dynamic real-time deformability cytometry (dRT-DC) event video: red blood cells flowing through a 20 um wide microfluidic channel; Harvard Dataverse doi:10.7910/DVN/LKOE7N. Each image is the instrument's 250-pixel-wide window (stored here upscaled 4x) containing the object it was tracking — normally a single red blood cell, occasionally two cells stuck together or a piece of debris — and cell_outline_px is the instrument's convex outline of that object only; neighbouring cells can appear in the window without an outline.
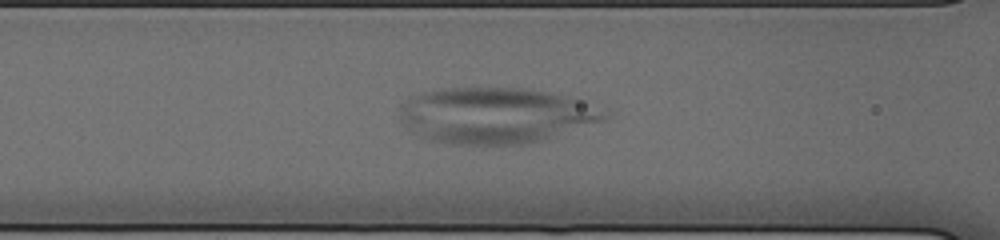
{"species": "human", "species_latin": "Homo sapiens", "temperature_condition": "cold", "stored_images_in_passage": 70, "camera_frame_rate_fps": 3000, "um_per_image_px": 0.085, "donor": {"sex": "male"}, "frame": {"image": 1, "passage_image": 33, "time_ms": 9.333, "image_size_px": [1000, 240], "cell_outline_px": [[612, 112], [604, 120], [544, 140], [524, 144], [452, 144], [432, 140], [416, 136], [408, 132], [400, 124], [400, 104], [424, 92], [444, 88], [528, 88], [576, 96]], "centroid_in_image_um": [42.17, 9.8], "position_along_channel_um": 124.4, "area_um2": 67.74}}